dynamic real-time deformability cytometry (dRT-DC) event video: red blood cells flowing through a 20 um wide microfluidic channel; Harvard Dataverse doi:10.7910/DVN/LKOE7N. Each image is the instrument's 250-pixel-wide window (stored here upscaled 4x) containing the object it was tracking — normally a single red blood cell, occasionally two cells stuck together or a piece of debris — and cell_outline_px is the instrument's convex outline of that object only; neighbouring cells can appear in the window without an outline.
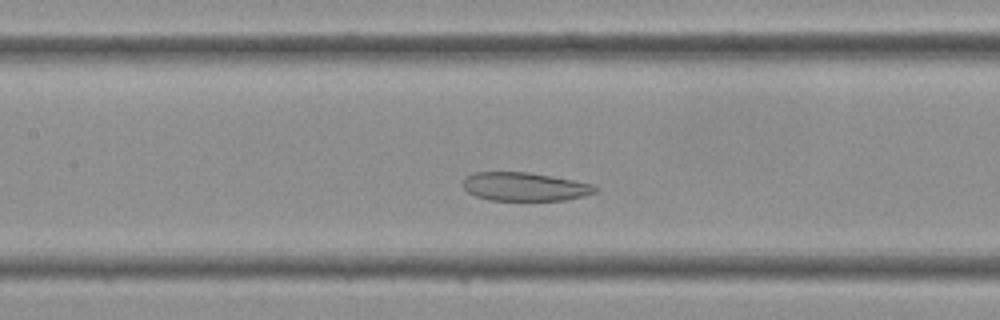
{"species": "Egyptian fruit bat (a non-hibernating species)", "species_latin": "Rousettus aegyptiacus", "temperature_condition": "cold", "stored_images_in_passage": 25, "camera_frame_rate_fps": 3000, "um_per_image_px": 0.085, "frame": {"image": 1, "passage_image": 13, "time_ms": 4.0, "image_size_px": [1000, 320], "cell_outline_px": [[600, 188], [596, 192], [584, 196], [564, 200], [492, 200], [476, 196], [468, 192], [464, 188], [464, 176], [476, 172], [528, 172], [552, 176], [592, 184]], "centroid_in_image_um": [44.61, 15.86], "position_along_channel_um": 162.8, "area_um2": 21.91}}
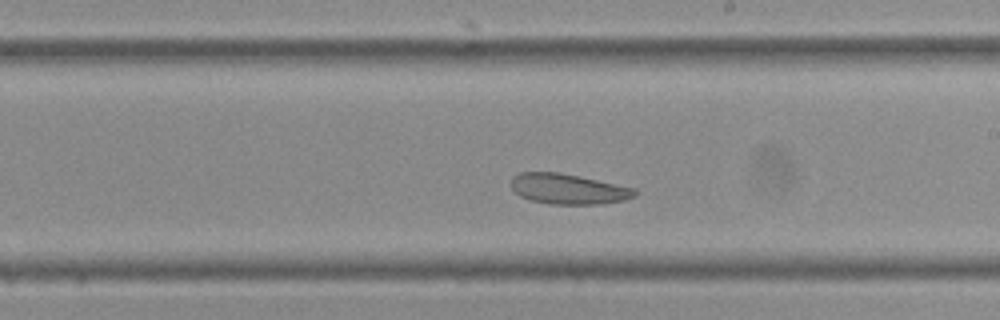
{"frame": {"image": 2, "passage_image": 18, "time_ms": 5.667, "image_size_px": [1000, 320], "cell_outline_px": [[640, 192], [636, 196], [624, 200], [604, 204], [548, 204], [532, 200], [520, 196], [512, 188], [512, 176], [520, 172], [560, 172], [580, 176], [636, 188]], "centroid_in_image_um": [48.35, 16.06], "position_along_channel_um": 240.6, "area_um2": 22.08}}
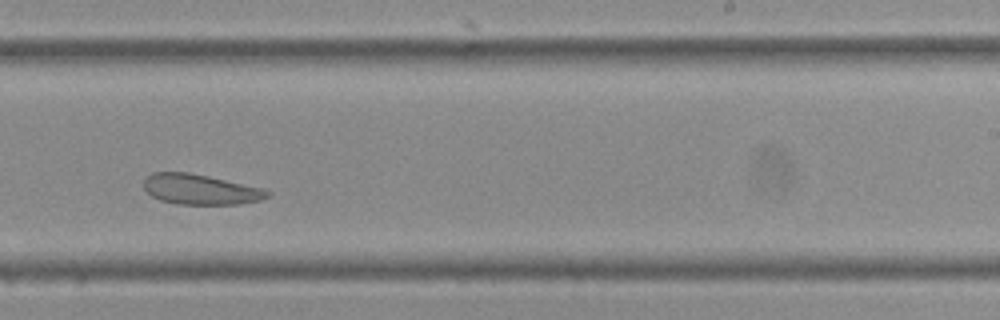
{"frame": {"image": 3, "passage_image": 20, "time_ms": 6.333, "image_size_px": [1000, 320], "cell_outline_px": [[272, 192], [268, 196], [260, 200], [240, 204], [176, 204], [160, 200], [152, 196], [144, 188], [144, 180], [152, 172], [188, 172], [208, 176], [260, 188]], "centroid_in_image_um": [17.0, 16.1], "position_along_channel_um": 272.0, "area_um2": 21.56}}